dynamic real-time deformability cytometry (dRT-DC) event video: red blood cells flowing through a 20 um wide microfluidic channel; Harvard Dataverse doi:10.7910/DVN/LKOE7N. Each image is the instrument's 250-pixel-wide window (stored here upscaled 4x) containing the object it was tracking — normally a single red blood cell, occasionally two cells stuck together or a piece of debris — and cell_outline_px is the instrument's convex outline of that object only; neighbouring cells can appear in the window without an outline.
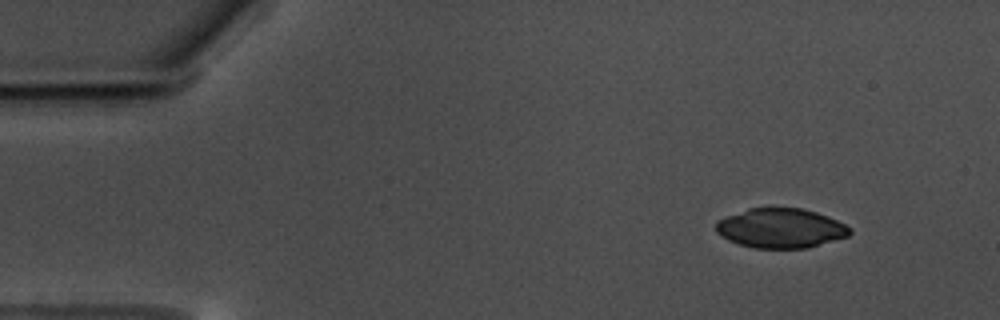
{"species": "common noctule bat (a hibernating species)", "species_latin": "Nyctalus noctula", "temperature_condition": "warm", "stored_images_in_passage": 53, "camera_frame_rate_fps": 3000, "um_per_image_px": 0.085, "animal": {"sex": "male", "body_mass_g": 17.5, "forearm_length_mm": 52.3}, "frame": {"image": 1, "passage_image": 1, "time_ms": 0.0, "image_size_px": [1000, 320], "cell_outline_px": [[852, 232], [848, 236], [808, 248], [756, 248], [740, 244], [728, 240], [716, 232], [716, 220], [748, 208], [772, 204], [804, 208], [828, 216], [852, 228]], "centroid_in_image_um": [66.35, 19.35], "position_along_channel_um": 18.6, "area_um2": 31.67}}
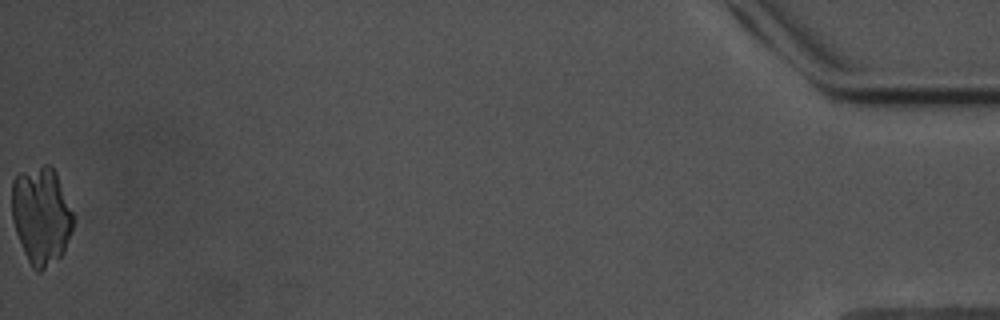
{"frame": {"image": 2, "passage_image": 53, "time_ms": 17.333, "image_size_px": [1000, 320], "cell_outline_px": [[72, 228], [64, 252], [60, 256], [40, 272], [36, 272], [32, 268], [24, 252], [16, 232], [12, 220], [12, 180], [20, 172], [44, 164], [52, 164], [56, 172], [72, 212]], "centroid_in_image_um": [3.48, 18.3], "position_along_channel_um": 431.7, "area_um2": 34.74}}